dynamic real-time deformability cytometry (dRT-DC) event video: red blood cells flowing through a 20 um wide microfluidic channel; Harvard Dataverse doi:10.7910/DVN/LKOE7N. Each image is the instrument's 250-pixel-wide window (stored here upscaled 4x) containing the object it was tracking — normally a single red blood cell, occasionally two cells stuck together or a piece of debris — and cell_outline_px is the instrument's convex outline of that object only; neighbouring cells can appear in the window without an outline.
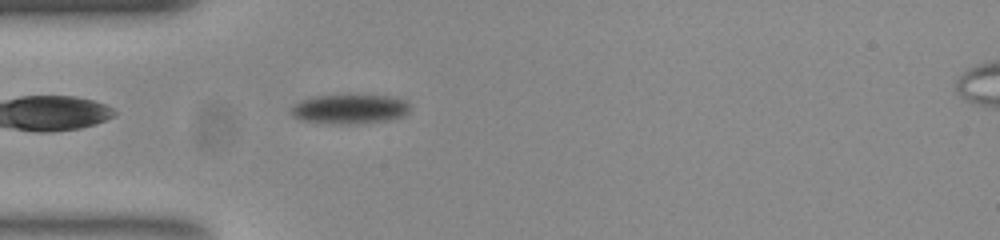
{"species": "common noctule bat (a hibernating species)", "species_latin": "Nyctalus noctula", "temperature_condition": "room temperature", "stored_images_in_passage": 43, "camera_frame_rate_fps": 3000, "um_per_image_px": 0.085, "animal": {"sex": "female", "body_mass_g": 23.0, "forearm_length_mm": 53.4}, "frame": {"image": 1, "passage_image": 2, "time_ms": 0.333, "image_size_px": [1000, 240], "cell_outline_px": [[408, 104], [404, 112], [400, 116], [384, 120], [348, 124], [308, 120], [296, 116], [292, 112], [292, 108], [296, 104], [304, 100], [320, 96], [384, 96], [400, 100]], "centroid_in_image_um": [29.7, 9.26], "position_along_channel_um": 55.3, "area_um2": 18.67}}
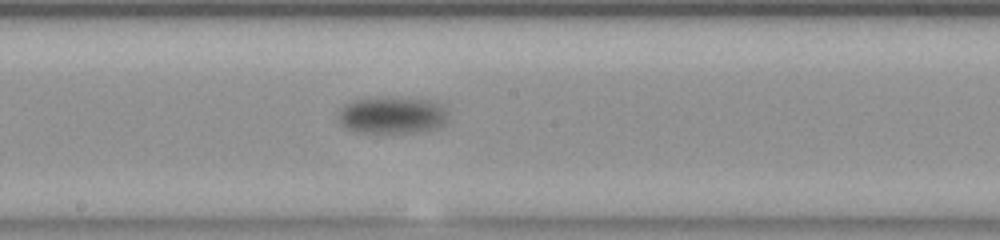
{"frame": {"image": 2, "passage_image": 16, "time_ms": 5.0, "image_size_px": [1000, 240], "cell_outline_px": [[440, 124], [436, 128], [412, 132], [380, 136], [356, 132], [348, 128], [344, 124], [344, 108], [348, 104], [356, 100], [376, 96], [420, 100], [436, 108], [440, 112]], "centroid_in_image_um": [33.16, 9.86], "position_along_channel_um": 215.0, "area_um2": 22.08}}
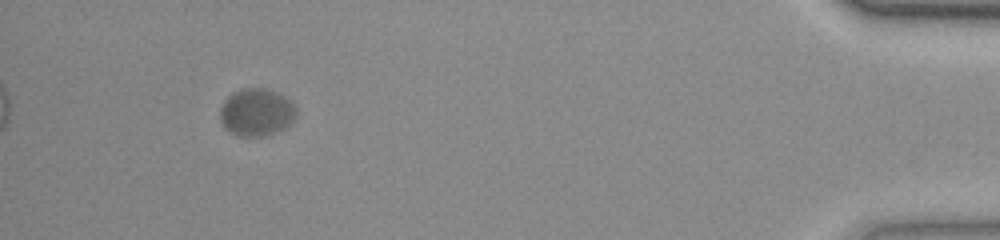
{"frame": {"image": 3, "passage_image": 39, "time_ms": 12.667, "image_size_px": [1000, 240], "cell_outline_px": [[296, 112], [292, 120], [288, 124], [272, 132], [260, 136], [240, 136], [232, 132], [220, 120], [220, 108], [228, 96], [232, 92], [244, 88], [260, 88], [280, 96], [288, 100], [292, 104]], "centroid_in_image_um": [21.73, 9.54], "position_along_channel_um": 413.5, "area_um2": 20.0}, "authors_computed_cell_mechanics": {"area_um2": 19.8254, "velocity_mm_per_s": 3.5331, "shape_relaxation_time_tau1_ms": 4.2629, "shape_relaxation_time_tau2_ms": null, "deformation_change_tau1": 0.1671, "deformation_change_tau2": null}}